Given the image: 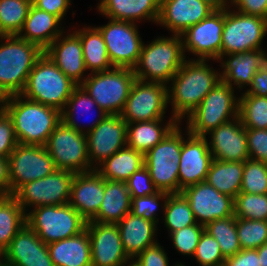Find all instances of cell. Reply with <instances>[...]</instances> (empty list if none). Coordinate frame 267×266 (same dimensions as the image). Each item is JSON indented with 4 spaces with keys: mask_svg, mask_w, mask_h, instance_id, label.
Wrapping results in <instances>:
<instances>
[{
    "mask_svg": "<svg viewBox=\"0 0 267 266\" xmlns=\"http://www.w3.org/2000/svg\"><path fill=\"white\" fill-rule=\"evenodd\" d=\"M209 61L211 63V60L186 59L167 84L171 116L179 123H182L221 81L220 69L212 68L208 65Z\"/></svg>",
    "mask_w": 267,
    "mask_h": 266,
    "instance_id": "6da1fadb",
    "label": "cell"
},
{
    "mask_svg": "<svg viewBox=\"0 0 267 266\" xmlns=\"http://www.w3.org/2000/svg\"><path fill=\"white\" fill-rule=\"evenodd\" d=\"M0 196H11L9 161L0 157Z\"/></svg>",
    "mask_w": 267,
    "mask_h": 266,
    "instance_id": "6f0895ef",
    "label": "cell"
},
{
    "mask_svg": "<svg viewBox=\"0 0 267 266\" xmlns=\"http://www.w3.org/2000/svg\"><path fill=\"white\" fill-rule=\"evenodd\" d=\"M240 95H256L267 97V62L253 76L251 83Z\"/></svg>",
    "mask_w": 267,
    "mask_h": 266,
    "instance_id": "11a10c76",
    "label": "cell"
},
{
    "mask_svg": "<svg viewBox=\"0 0 267 266\" xmlns=\"http://www.w3.org/2000/svg\"><path fill=\"white\" fill-rule=\"evenodd\" d=\"M79 37L82 44L84 63L90 73L113 69L108 57V51L100 30L95 26L85 24L82 28H71ZM76 29V30H75Z\"/></svg>",
    "mask_w": 267,
    "mask_h": 266,
    "instance_id": "836d02e7",
    "label": "cell"
},
{
    "mask_svg": "<svg viewBox=\"0 0 267 266\" xmlns=\"http://www.w3.org/2000/svg\"><path fill=\"white\" fill-rule=\"evenodd\" d=\"M76 86L77 84L43 53L31 70L26 86L20 95L62 112Z\"/></svg>",
    "mask_w": 267,
    "mask_h": 266,
    "instance_id": "5b68a950",
    "label": "cell"
},
{
    "mask_svg": "<svg viewBox=\"0 0 267 266\" xmlns=\"http://www.w3.org/2000/svg\"><path fill=\"white\" fill-rule=\"evenodd\" d=\"M11 196L24 184L52 174L57 168L45 146L18 143L8 157Z\"/></svg>",
    "mask_w": 267,
    "mask_h": 266,
    "instance_id": "9a60e30c",
    "label": "cell"
},
{
    "mask_svg": "<svg viewBox=\"0 0 267 266\" xmlns=\"http://www.w3.org/2000/svg\"><path fill=\"white\" fill-rule=\"evenodd\" d=\"M25 220L45 244L71 238L82 232L87 223L69 203L36 207L26 213Z\"/></svg>",
    "mask_w": 267,
    "mask_h": 266,
    "instance_id": "ba28073f",
    "label": "cell"
},
{
    "mask_svg": "<svg viewBox=\"0 0 267 266\" xmlns=\"http://www.w3.org/2000/svg\"><path fill=\"white\" fill-rule=\"evenodd\" d=\"M239 118L246 129H267V97L239 95Z\"/></svg>",
    "mask_w": 267,
    "mask_h": 266,
    "instance_id": "60d3db41",
    "label": "cell"
},
{
    "mask_svg": "<svg viewBox=\"0 0 267 266\" xmlns=\"http://www.w3.org/2000/svg\"><path fill=\"white\" fill-rule=\"evenodd\" d=\"M136 80L133 69H113L90 73L80 84L108 115H120Z\"/></svg>",
    "mask_w": 267,
    "mask_h": 266,
    "instance_id": "9c48e42d",
    "label": "cell"
},
{
    "mask_svg": "<svg viewBox=\"0 0 267 266\" xmlns=\"http://www.w3.org/2000/svg\"><path fill=\"white\" fill-rule=\"evenodd\" d=\"M3 110L11 118L18 143L45 146L50 134L62 121L52 107L11 95L3 100Z\"/></svg>",
    "mask_w": 267,
    "mask_h": 266,
    "instance_id": "7a4b0ae2",
    "label": "cell"
},
{
    "mask_svg": "<svg viewBox=\"0 0 267 266\" xmlns=\"http://www.w3.org/2000/svg\"><path fill=\"white\" fill-rule=\"evenodd\" d=\"M91 246V266H124L131 260L126 255L117 224L86 223Z\"/></svg>",
    "mask_w": 267,
    "mask_h": 266,
    "instance_id": "d6986e66",
    "label": "cell"
},
{
    "mask_svg": "<svg viewBox=\"0 0 267 266\" xmlns=\"http://www.w3.org/2000/svg\"><path fill=\"white\" fill-rule=\"evenodd\" d=\"M224 10H214L205 19L181 34L183 51L188 59L218 61L221 58ZM190 53L195 58H189Z\"/></svg>",
    "mask_w": 267,
    "mask_h": 266,
    "instance_id": "2e32d148",
    "label": "cell"
},
{
    "mask_svg": "<svg viewBox=\"0 0 267 266\" xmlns=\"http://www.w3.org/2000/svg\"><path fill=\"white\" fill-rule=\"evenodd\" d=\"M31 5L32 0H0V35H18Z\"/></svg>",
    "mask_w": 267,
    "mask_h": 266,
    "instance_id": "ab89813d",
    "label": "cell"
},
{
    "mask_svg": "<svg viewBox=\"0 0 267 266\" xmlns=\"http://www.w3.org/2000/svg\"><path fill=\"white\" fill-rule=\"evenodd\" d=\"M55 266H91V246L87 228L71 238L47 244Z\"/></svg>",
    "mask_w": 267,
    "mask_h": 266,
    "instance_id": "1f68e13d",
    "label": "cell"
},
{
    "mask_svg": "<svg viewBox=\"0 0 267 266\" xmlns=\"http://www.w3.org/2000/svg\"><path fill=\"white\" fill-rule=\"evenodd\" d=\"M26 214L13 196H0V255L26 224Z\"/></svg>",
    "mask_w": 267,
    "mask_h": 266,
    "instance_id": "8d00e7d4",
    "label": "cell"
},
{
    "mask_svg": "<svg viewBox=\"0 0 267 266\" xmlns=\"http://www.w3.org/2000/svg\"><path fill=\"white\" fill-rule=\"evenodd\" d=\"M44 53L77 85L89 75L84 63L80 37L72 29L64 31L44 50Z\"/></svg>",
    "mask_w": 267,
    "mask_h": 266,
    "instance_id": "603a6c76",
    "label": "cell"
},
{
    "mask_svg": "<svg viewBox=\"0 0 267 266\" xmlns=\"http://www.w3.org/2000/svg\"><path fill=\"white\" fill-rule=\"evenodd\" d=\"M234 216L251 220H267V194L240 192L234 199Z\"/></svg>",
    "mask_w": 267,
    "mask_h": 266,
    "instance_id": "b9f144b4",
    "label": "cell"
},
{
    "mask_svg": "<svg viewBox=\"0 0 267 266\" xmlns=\"http://www.w3.org/2000/svg\"><path fill=\"white\" fill-rule=\"evenodd\" d=\"M3 266H55L47 244L26 224L0 255Z\"/></svg>",
    "mask_w": 267,
    "mask_h": 266,
    "instance_id": "ffe728a7",
    "label": "cell"
},
{
    "mask_svg": "<svg viewBox=\"0 0 267 266\" xmlns=\"http://www.w3.org/2000/svg\"><path fill=\"white\" fill-rule=\"evenodd\" d=\"M250 194H267V164L247 159L244 161L241 191Z\"/></svg>",
    "mask_w": 267,
    "mask_h": 266,
    "instance_id": "ee69618b",
    "label": "cell"
},
{
    "mask_svg": "<svg viewBox=\"0 0 267 266\" xmlns=\"http://www.w3.org/2000/svg\"><path fill=\"white\" fill-rule=\"evenodd\" d=\"M204 230V225L197 223L171 233L169 238L178 254L193 257Z\"/></svg>",
    "mask_w": 267,
    "mask_h": 266,
    "instance_id": "bcb514c9",
    "label": "cell"
},
{
    "mask_svg": "<svg viewBox=\"0 0 267 266\" xmlns=\"http://www.w3.org/2000/svg\"><path fill=\"white\" fill-rule=\"evenodd\" d=\"M168 195L169 193L167 192L158 191L153 195L131 197V213L160 226V219L158 218L159 208H161L163 215Z\"/></svg>",
    "mask_w": 267,
    "mask_h": 266,
    "instance_id": "f6af8a7d",
    "label": "cell"
},
{
    "mask_svg": "<svg viewBox=\"0 0 267 266\" xmlns=\"http://www.w3.org/2000/svg\"><path fill=\"white\" fill-rule=\"evenodd\" d=\"M199 266H223L225 257L219 247V243L205 230L203 231L194 256Z\"/></svg>",
    "mask_w": 267,
    "mask_h": 266,
    "instance_id": "7dc6e473",
    "label": "cell"
},
{
    "mask_svg": "<svg viewBox=\"0 0 267 266\" xmlns=\"http://www.w3.org/2000/svg\"><path fill=\"white\" fill-rule=\"evenodd\" d=\"M181 193L199 224L205 226L208 222L234 215V198L222 194L206 181L188 186Z\"/></svg>",
    "mask_w": 267,
    "mask_h": 266,
    "instance_id": "ac0fdd59",
    "label": "cell"
},
{
    "mask_svg": "<svg viewBox=\"0 0 267 266\" xmlns=\"http://www.w3.org/2000/svg\"><path fill=\"white\" fill-rule=\"evenodd\" d=\"M108 20V23L96 27L103 36L110 62L113 67L133 69L138 62L143 45L138 24Z\"/></svg>",
    "mask_w": 267,
    "mask_h": 266,
    "instance_id": "5bb4252c",
    "label": "cell"
},
{
    "mask_svg": "<svg viewBox=\"0 0 267 266\" xmlns=\"http://www.w3.org/2000/svg\"><path fill=\"white\" fill-rule=\"evenodd\" d=\"M186 59L181 35L158 36L147 44L143 42L133 72L136 79L167 85Z\"/></svg>",
    "mask_w": 267,
    "mask_h": 266,
    "instance_id": "277c9868",
    "label": "cell"
},
{
    "mask_svg": "<svg viewBox=\"0 0 267 266\" xmlns=\"http://www.w3.org/2000/svg\"><path fill=\"white\" fill-rule=\"evenodd\" d=\"M124 266H138L133 260L125 264Z\"/></svg>",
    "mask_w": 267,
    "mask_h": 266,
    "instance_id": "94428289",
    "label": "cell"
},
{
    "mask_svg": "<svg viewBox=\"0 0 267 266\" xmlns=\"http://www.w3.org/2000/svg\"><path fill=\"white\" fill-rule=\"evenodd\" d=\"M104 197V178L92 170L75 173L71 182L69 204L88 222L99 211Z\"/></svg>",
    "mask_w": 267,
    "mask_h": 266,
    "instance_id": "484cf974",
    "label": "cell"
},
{
    "mask_svg": "<svg viewBox=\"0 0 267 266\" xmlns=\"http://www.w3.org/2000/svg\"><path fill=\"white\" fill-rule=\"evenodd\" d=\"M57 169L73 173L95 170L90 163L86 134L61 121L50 134L45 145Z\"/></svg>",
    "mask_w": 267,
    "mask_h": 266,
    "instance_id": "8fae6325",
    "label": "cell"
},
{
    "mask_svg": "<svg viewBox=\"0 0 267 266\" xmlns=\"http://www.w3.org/2000/svg\"><path fill=\"white\" fill-rule=\"evenodd\" d=\"M90 112L91 115L95 113L96 114L95 117L92 116V118L94 117L95 119H92V122H89V126L85 127L82 125L83 123L78 124V119H81L80 116L86 115L85 117H87ZM107 115L108 114L98 106V104L86 92V90L81 85H77L72 91L70 98L67 100L65 108L61 112V120L67 126L77 130L78 132L87 134L93 130L96 125L100 123Z\"/></svg>",
    "mask_w": 267,
    "mask_h": 266,
    "instance_id": "f546056e",
    "label": "cell"
},
{
    "mask_svg": "<svg viewBox=\"0 0 267 266\" xmlns=\"http://www.w3.org/2000/svg\"><path fill=\"white\" fill-rule=\"evenodd\" d=\"M164 246L159 242L155 245L147 247L133 261L138 266H169L168 253L165 252ZM185 265L183 262H176L171 266Z\"/></svg>",
    "mask_w": 267,
    "mask_h": 266,
    "instance_id": "f907efd6",
    "label": "cell"
},
{
    "mask_svg": "<svg viewBox=\"0 0 267 266\" xmlns=\"http://www.w3.org/2000/svg\"><path fill=\"white\" fill-rule=\"evenodd\" d=\"M204 227L205 231L217 240L222 255L225 258L231 257L242 250L237 235L236 217L234 215L208 222Z\"/></svg>",
    "mask_w": 267,
    "mask_h": 266,
    "instance_id": "f35d334b",
    "label": "cell"
},
{
    "mask_svg": "<svg viewBox=\"0 0 267 266\" xmlns=\"http://www.w3.org/2000/svg\"><path fill=\"white\" fill-rule=\"evenodd\" d=\"M131 202L126 182L104 179L103 201L98 214L91 221L117 224L131 212Z\"/></svg>",
    "mask_w": 267,
    "mask_h": 266,
    "instance_id": "d6a6232c",
    "label": "cell"
},
{
    "mask_svg": "<svg viewBox=\"0 0 267 266\" xmlns=\"http://www.w3.org/2000/svg\"><path fill=\"white\" fill-rule=\"evenodd\" d=\"M74 175L71 171L56 169L46 177L22 185L12 196L25 214L39 206L67 204Z\"/></svg>",
    "mask_w": 267,
    "mask_h": 266,
    "instance_id": "7c38bea8",
    "label": "cell"
},
{
    "mask_svg": "<svg viewBox=\"0 0 267 266\" xmlns=\"http://www.w3.org/2000/svg\"><path fill=\"white\" fill-rule=\"evenodd\" d=\"M244 162H229L213 159L206 182L222 194L235 199L241 191Z\"/></svg>",
    "mask_w": 267,
    "mask_h": 266,
    "instance_id": "d590c367",
    "label": "cell"
},
{
    "mask_svg": "<svg viewBox=\"0 0 267 266\" xmlns=\"http://www.w3.org/2000/svg\"><path fill=\"white\" fill-rule=\"evenodd\" d=\"M44 51L17 35L0 36V95H20Z\"/></svg>",
    "mask_w": 267,
    "mask_h": 266,
    "instance_id": "3957f363",
    "label": "cell"
},
{
    "mask_svg": "<svg viewBox=\"0 0 267 266\" xmlns=\"http://www.w3.org/2000/svg\"><path fill=\"white\" fill-rule=\"evenodd\" d=\"M161 220V223L164 224V227L168 231V236L184 227L197 224L190 204L182 193L168 195L163 216L160 217Z\"/></svg>",
    "mask_w": 267,
    "mask_h": 266,
    "instance_id": "74e56055",
    "label": "cell"
},
{
    "mask_svg": "<svg viewBox=\"0 0 267 266\" xmlns=\"http://www.w3.org/2000/svg\"><path fill=\"white\" fill-rule=\"evenodd\" d=\"M214 10L203 0H161L160 15L156 25L166 28L169 33L181 35Z\"/></svg>",
    "mask_w": 267,
    "mask_h": 266,
    "instance_id": "cb8c5ba5",
    "label": "cell"
},
{
    "mask_svg": "<svg viewBox=\"0 0 267 266\" xmlns=\"http://www.w3.org/2000/svg\"><path fill=\"white\" fill-rule=\"evenodd\" d=\"M18 141L15 136L11 118L4 111H0V157L8 159L14 151Z\"/></svg>",
    "mask_w": 267,
    "mask_h": 266,
    "instance_id": "816d5d0a",
    "label": "cell"
},
{
    "mask_svg": "<svg viewBox=\"0 0 267 266\" xmlns=\"http://www.w3.org/2000/svg\"><path fill=\"white\" fill-rule=\"evenodd\" d=\"M63 22L53 14L31 5L24 25L17 35L39 46L43 51L65 30Z\"/></svg>",
    "mask_w": 267,
    "mask_h": 266,
    "instance_id": "f1b7e54d",
    "label": "cell"
},
{
    "mask_svg": "<svg viewBox=\"0 0 267 266\" xmlns=\"http://www.w3.org/2000/svg\"><path fill=\"white\" fill-rule=\"evenodd\" d=\"M126 184L131 197L153 195L159 191L145 166L134 172L126 181Z\"/></svg>",
    "mask_w": 267,
    "mask_h": 266,
    "instance_id": "c3c4849f",
    "label": "cell"
},
{
    "mask_svg": "<svg viewBox=\"0 0 267 266\" xmlns=\"http://www.w3.org/2000/svg\"><path fill=\"white\" fill-rule=\"evenodd\" d=\"M86 138L90 163L95 169L127 146V122L120 115H107Z\"/></svg>",
    "mask_w": 267,
    "mask_h": 266,
    "instance_id": "e0dca14e",
    "label": "cell"
},
{
    "mask_svg": "<svg viewBox=\"0 0 267 266\" xmlns=\"http://www.w3.org/2000/svg\"><path fill=\"white\" fill-rule=\"evenodd\" d=\"M144 166V154L125 147L99 164L95 170L105 179L126 182Z\"/></svg>",
    "mask_w": 267,
    "mask_h": 266,
    "instance_id": "e575fe53",
    "label": "cell"
},
{
    "mask_svg": "<svg viewBox=\"0 0 267 266\" xmlns=\"http://www.w3.org/2000/svg\"><path fill=\"white\" fill-rule=\"evenodd\" d=\"M164 121H166L164 123ZM179 122L172 116L169 119H157L127 123V147L146 154L162 141Z\"/></svg>",
    "mask_w": 267,
    "mask_h": 266,
    "instance_id": "4dcf8cb0",
    "label": "cell"
},
{
    "mask_svg": "<svg viewBox=\"0 0 267 266\" xmlns=\"http://www.w3.org/2000/svg\"><path fill=\"white\" fill-rule=\"evenodd\" d=\"M207 137L188 134L182 141L179 163V193L206 180L213 161Z\"/></svg>",
    "mask_w": 267,
    "mask_h": 266,
    "instance_id": "44dd1931",
    "label": "cell"
},
{
    "mask_svg": "<svg viewBox=\"0 0 267 266\" xmlns=\"http://www.w3.org/2000/svg\"><path fill=\"white\" fill-rule=\"evenodd\" d=\"M236 228L242 250L257 249L267 243V220L236 218Z\"/></svg>",
    "mask_w": 267,
    "mask_h": 266,
    "instance_id": "7bdbcfd3",
    "label": "cell"
},
{
    "mask_svg": "<svg viewBox=\"0 0 267 266\" xmlns=\"http://www.w3.org/2000/svg\"><path fill=\"white\" fill-rule=\"evenodd\" d=\"M214 159L229 162H244L249 157L246 128L239 116L219 125L205 135Z\"/></svg>",
    "mask_w": 267,
    "mask_h": 266,
    "instance_id": "7402d4cb",
    "label": "cell"
},
{
    "mask_svg": "<svg viewBox=\"0 0 267 266\" xmlns=\"http://www.w3.org/2000/svg\"><path fill=\"white\" fill-rule=\"evenodd\" d=\"M220 63V78L240 93L251 83L259 68L267 62V50H250L223 55L215 63Z\"/></svg>",
    "mask_w": 267,
    "mask_h": 266,
    "instance_id": "d4e9b609",
    "label": "cell"
},
{
    "mask_svg": "<svg viewBox=\"0 0 267 266\" xmlns=\"http://www.w3.org/2000/svg\"><path fill=\"white\" fill-rule=\"evenodd\" d=\"M179 123L162 141L144 154V166L159 191L179 193V163L182 141L189 134Z\"/></svg>",
    "mask_w": 267,
    "mask_h": 266,
    "instance_id": "52a82bcc",
    "label": "cell"
},
{
    "mask_svg": "<svg viewBox=\"0 0 267 266\" xmlns=\"http://www.w3.org/2000/svg\"><path fill=\"white\" fill-rule=\"evenodd\" d=\"M223 266H261L257 249L240 250L225 259Z\"/></svg>",
    "mask_w": 267,
    "mask_h": 266,
    "instance_id": "9f6ffc18",
    "label": "cell"
},
{
    "mask_svg": "<svg viewBox=\"0 0 267 266\" xmlns=\"http://www.w3.org/2000/svg\"><path fill=\"white\" fill-rule=\"evenodd\" d=\"M230 8L246 15L267 19V0H232Z\"/></svg>",
    "mask_w": 267,
    "mask_h": 266,
    "instance_id": "f5cc1de1",
    "label": "cell"
},
{
    "mask_svg": "<svg viewBox=\"0 0 267 266\" xmlns=\"http://www.w3.org/2000/svg\"><path fill=\"white\" fill-rule=\"evenodd\" d=\"M261 266H267V243L257 248Z\"/></svg>",
    "mask_w": 267,
    "mask_h": 266,
    "instance_id": "91938a15",
    "label": "cell"
},
{
    "mask_svg": "<svg viewBox=\"0 0 267 266\" xmlns=\"http://www.w3.org/2000/svg\"><path fill=\"white\" fill-rule=\"evenodd\" d=\"M3 100L4 98L0 95V111L3 110Z\"/></svg>",
    "mask_w": 267,
    "mask_h": 266,
    "instance_id": "6125c7cd",
    "label": "cell"
},
{
    "mask_svg": "<svg viewBox=\"0 0 267 266\" xmlns=\"http://www.w3.org/2000/svg\"><path fill=\"white\" fill-rule=\"evenodd\" d=\"M249 157L267 164V129H246Z\"/></svg>",
    "mask_w": 267,
    "mask_h": 266,
    "instance_id": "681fc988",
    "label": "cell"
},
{
    "mask_svg": "<svg viewBox=\"0 0 267 266\" xmlns=\"http://www.w3.org/2000/svg\"><path fill=\"white\" fill-rule=\"evenodd\" d=\"M235 92V89L223 80L219 81L198 107L185 118V128L189 134L205 137L219 125L237 118L239 96L235 95Z\"/></svg>",
    "mask_w": 267,
    "mask_h": 266,
    "instance_id": "8992f818",
    "label": "cell"
},
{
    "mask_svg": "<svg viewBox=\"0 0 267 266\" xmlns=\"http://www.w3.org/2000/svg\"><path fill=\"white\" fill-rule=\"evenodd\" d=\"M161 0H100L96 8L106 19L139 22H158Z\"/></svg>",
    "mask_w": 267,
    "mask_h": 266,
    "instance_id": "4316f807",
    "label": "cell"
},
{
    "mask_svg": "<svg viewBox=\"0 0 267 266\" xmlns=\"http://www.w3.org/2000/svg\"><path fill=\"white\" fill-rule=\"evenodd\" d=\"M123 249L130 260H134L147 247L158 242L156 236L161 229L152 221L128 213L117 223Z\"/></svg>",
    "mask_w": 267,
    "mask_h": 266,
    "instance_id": "83f0119b",
    "label": "cell"
},
{
    "mask_svg": "<svg viewBox=\"0 0 267 266\" xmlns=\"http://www.w3.org/2000/svg\"><path fill=\"white\" fill-rule=\"evenodd\" d=\"M167 85L136 79L120 116L127 123L165 119Z\"/></svg>",
    "mask_w": 267,
    "mask_h": 266,
    "instance_id": "4fadbf2b",
    "label": "cell"
},
{
    "mask_svg": "<svg viewBox=\"0 0 267 266\" xmlns=\"http://www.w3.org/2000/svg\"><path fill=\"white\" fill-rule=\"evenodd\" d=\"M215 10H225L230 8L232 0H203Z\"/></svg>",
    "mask_w": 267,
    "mask_h": 266,
    "instance_id": "680465c9",
    "label": "cell"
},
{
    "mask_svg": "<svg viewBox=\"0 0 267 266\" xmlns=\"http://www.w3.org/2000/svg\"><path fill=\"white\" fill-rule=\"evenodd\" d=\"M72 0H32V4L38 9L58 17L62 22L72 5Z\"/></svg>",
    "mask_w": 267,
    "mask_h": 266,
    "instance_id": "db71d44e",
    "label": "cell"
},
{
    "mask_svg": "<svg viewBox=\"0 0 267 266\" xmlns=\"http://www.w3.org/2000/svg\"><path fill=\"white\" fill-rule=\"evenodd\" d=\"M267 35V19L246 15L232 8L224 10L221 57L227 54L259 50Z\"/></svg>",
    "mask_w": 267,
    "mask_h": 266,
    "instance_id": "30bf717a",
    "label": "cell"
}]
</instances>
